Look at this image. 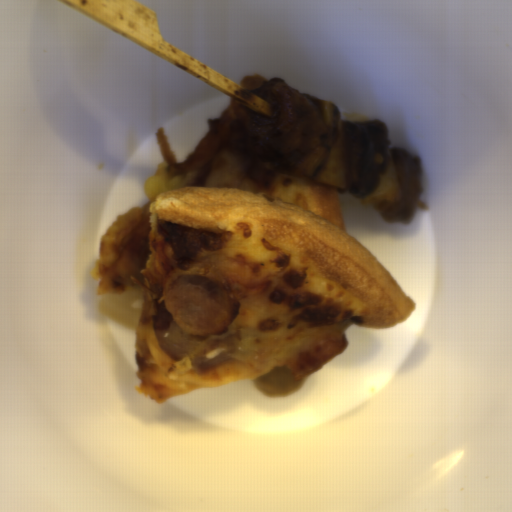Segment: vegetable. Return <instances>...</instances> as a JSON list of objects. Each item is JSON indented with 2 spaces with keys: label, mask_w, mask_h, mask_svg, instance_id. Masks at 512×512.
<instances>
[{
  "label": "vegetable",
  "mask_w": 512,
  "mask_h": 512,
  "mask_svg": "<svg viewBox=\"0 0 512 512\" xmlns=\"http://www.w3.org/2000/svg\"><path fill=\"white\" fill-rule=\"evenodd\" d=\"M326 133L316 150L287 163L289 171L305 179L338 189H347L346 151L342 119L337 106L328 100L312 101Z\"/></svg>",
  "instance_id": "add77e79"
},
{
  "label": "vegetable",
  "mask_w": 512,
  "mask_h": 512,
  "mask_svg": "<svg viewBox=\"0 0 512 512\" xmlns=\"http://www.w3.org/2000/svg\"><path fill=\"white\" fill-rule=\"evenodd\" d=\"M389 158L386 173L380 176L378 186L373 194L359 198L360 204L373 205L377 202H390L401 199L400 183L391 147L388 148Z\"/></svg>",
  "instance_id": "ea0f7189"
}]
</instances>
